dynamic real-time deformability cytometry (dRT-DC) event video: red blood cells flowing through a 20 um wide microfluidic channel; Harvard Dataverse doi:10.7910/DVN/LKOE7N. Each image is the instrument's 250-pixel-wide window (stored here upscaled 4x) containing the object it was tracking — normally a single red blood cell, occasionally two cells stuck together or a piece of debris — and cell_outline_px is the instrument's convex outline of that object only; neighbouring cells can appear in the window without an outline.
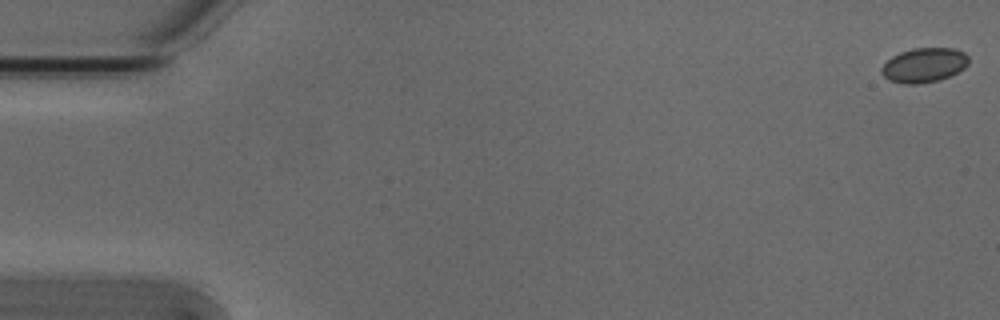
{"species": "Egyptian fruit bat (a non-hibernating species)", "species_latin": "Rousettus aegyptiacus", "temperature_condition": "cold", "stored_images_in_passage": 5, "camera_frame_rate_fps": 3000, "um_per_image_px": 0.085, "animal": {"sex": "male"}, "frame": {"image": 1, "passage_image": 1, "time_ms": 0.0, "image_size_px": [1000, 320], "cell_outline_px": [[968, 64], [964, 68], [940, 80], [916, 84], [904, 84], [888, 80], [880, 72], [880, 68], [892, 56], [900, 52], [912, 48], [956, 48], [964, 52], [968, 56]], "centroid_in_image_um": [78.53, 5.53], "position_along_channel_um": 6.5, "area_um2": 17.57}}